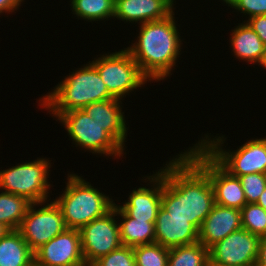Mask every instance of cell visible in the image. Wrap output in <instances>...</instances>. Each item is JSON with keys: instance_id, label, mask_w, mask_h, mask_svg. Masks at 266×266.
Returning a JSON list of instances; mask_svg holds the SVG:
<instances>
[{"instance_id": "6da1fadb", "label": "cell", "mask_w": 266, "mask_h": 266, "mask_svg": "<svg viewBox=\"0 0 266 266\" xmlns=\"http://www.w3.org/2000/svg\"><path fill=\"white\" fill-rule=\"evenodd\" d=\"M158 171L162 174L161 207L171 217L187 218L200 230L215 204L209 176L185 152Z\"/></svg>"}, {"instance_id": "603a6c76", "label": "cell", "mask_w": 266, "mask_h": 266, "mask_svg": "<svg viewBox=\"0 0 266 266\" xmlns=\"http://www.w3.org/2000/svg\"><path fill=\"white\" fill-rule=\"evenodd\" d=\"M30 204L24 197L0 191V222L18 230Z\"/></svg>"}, {"instance_id": "e0dca14e", "label": "cell", "mask_w": 266, "mask_h": 266, "mask_svg": "<svg viewBox=\"0 0 266 266\" xmlns=\"http://www.w3.org/2000/svg\"><path fill=\"white\" fill-rule=\"evenodd\" d=\"M241 228V211L239 209L214 204L200 227L199 242L209 249L230 233Z\"/></svg>"}, {"instance_id": "5b68a950", "label": "cell", "mask_w": 266, "mask_h": 266, "mask_svg": "<svg viewBox=\"0 0 266 266\" xmlns=\"http://www.w3.org/2000/svg\"><path fill=\"white\" fill-rule=\"evenodd\" d=\"M218 135L205 134L197 143L230 175L266 174V137L252 138L231 151L223 148L225 135Z\"/></svg>"}, {"instance_id": "484cf974", "label": "cell", "mask_w": 266, "mask_h": 266, "mask_svg": "<svg viewBox=\"0 0 266 266\" xmlns=\"http://www.w3.org/2000/svg\"><path fill=\"white\" fill-rule=\"evenodd\" d=\"M242 228L260 237L266 236V211L256 203H247L241 210Z\"/></svg>"}, {"instance_id": "2e32d148", "label": "cell", "mask_w": 266, "mask_h": 266, "mask_svg": "<svg viewBox=\"0 0 266 266\" xmlns=\"http://www.w3.org/2000/svg\"><path fill=\"white\" fill-rule=\"evenodd\" d=\"M174 4L176 0H116L114 19L138 25L158 21L174 12Z\"/></svg>"}, {"instance_id": "4fadbf2b", "label": "cell", "mask_w": 266, "mask_h": 266, "mask_svg": "<svg viewBox=\"0 0 266 266\" xmlns=\"http://www.w3.org/2000/svg\"><path fill=\"white\" fill-rule=\"evenodd\" d=\"M34 266H86L79 230L67 228L34 252Z\"/></svg>"}, {"instance_id": "4dcf8cb0", "label": "cell", "mask_w": 266, "mask_h": 266, "mask_svg": "<svg viewBox=\"0 0 266 266\" xmlns=\"http://www.w3.org/2000/svg\"><path fill=\"white\" fill-rule=\"evenodd\" d=\"M24 0H0V15L2 13H16Z\"/></svg>"}, {"instance_id": "d4e9b609", "label": "cell", "mask_w": 266, "mask_h": 266, "mask_svg": "<svg viewBox=\"0 0 266 266\" xmlns=\"http://www.w3.org/2000/svg\"><path fill=\"white\" fill-rule=\"evenodd\" d=\"M136 266H168L169 248L154 242L133 247Z\"/></svg>"}, {"instance_id": "1f68e13d", "label": "cell", "mask_w": 266, "mask_h": 266, "mask_svg": "<svg viewBox=\"0 0 266 266\" xmlns=\"http://www.w3.org/2000/svg\"><path fill=\"white\" fill-rule=\"evenodd\" d=\"M255 266H266V236H262L260 238L258 256Z\"/></svg>"}, {"instance_id": "7a4b0ae2", "label": "cell", "mask_w": 266, "mask_h": 266, "mask_svg": "<svg viewBox=\"0 0 266 266\" xmlns=\"http://www.w3.org/2000/svg\"><path fill=\"white\" fill-rule=\"evenodd\" d=\"M176 23L175 12L165 19L142 23L136 41L125 48L151 82L167 79L177 66L183 40Z\"/></svg>"}, {"instance_id": "cb8c5ba5", "label": "cell", "mask_w": 266, "mask_h": 266, "mask_svg": "<svg viewBox=\"0 0 266 266\" xmlns=\"http://www.w3.org/2000/svg\"><path fill=\"white\" fill-rule=\"evenodd\" d=\"M209 249L200 242L169 249L168 266H208Z\"/></svg>"}, {"instance_id": "d6986e66", "label": "cell", "mask_w": 266, "mask_h": 266, "mask_svg": "<svg viewBox=\"0 0 266 266\" xmlns=\"http://www.w3.org/2000/svg\"><path fill=\"white\" fill-rule=\"evenodd\" d=\"M231 31L229 42L232 50L231 53L233 52L235 56L234 58L262 67L266 53V45L246 20L238 23V26H235Z\"/></svg>"}, {"instance_id": "9a60e30c", "label": "cell", "mask_w": 266, "mask_h": 266, "mask_svg": "<svg viewBox=\"0 0 266 266\" xmlns=\"http://www.w3.org/2000/svg\"><path fill=\"white\" fill-rule=\"evenodd\" d=\"M155 242L166 248L199 242V230L187 218L171 217L160 207L154 224Z\"/></svg>"}, {"instance_id": "ffe728a7", "label": "cell", "mask_w": 266, "mask_h": 266, "mask_svg": "<svg viewBox=\"0 0 266 266\" xmlns=\"http://www.w3.org/2000/svg\"><path fill=\"white\" fill-rule=\"evenodd\" d=\"M117 218L122 245L135 247L155 242V222L131 218L117 203Z\"/></svg>"}, {"instance_id": "3957f363", "label": "cell", "mask_w": 266, "mask_h": 266, "mask_svg": "<svg viewBox=\"0 0 266 266\" xmlns=\"http://www.w3.org/2000/svg\"><path fill=\"white\" fill-rule=\"evenodd\" d=\"M109 99L114 98L109 94L97 69L88 62L66 75L52 92L39 98V106L58 119L65 112Z\"/></svg>"}, {"instance_id": "44dd1931", "label": "cell", "mask_w": 266, "mask_h": 266, "mask_svg": "<svg viewBox=\"0 0 266 266\" xmlns=\"http://www.w3.org/2000/svg\"><path fill=\"white\" fill-rule=\"evenodd\" d=\"M0 266H34V252L18 230L0 239Z\"/></svg>"}, {"instance_id": "836d02e7", "label": "cell", "mask_w": 266, "mask_h": 266, "mask_svg": "<svg viewBox=\"0 0 266 266\" xmlns=\"http://www.w3.org/2000/svg\"><path fill=\"white\" fill-rule=\"evenodd\" d=\"M10 231L11 229L8 226L0 222V239L5 237Z\"/></svg>"}, {"instance_id": "9c48e42d", "label": "cell", "mask_w": 266, "mask_h": 266, "mask_svg": "<svg viewBox=\"0 0 266 266\" xmlns=\"http://www.w3.org/2000/svg\"><path fill=\"white\" fill-rule=\"evenodd\" d=\"M50 200L31 203L18 228L33 252L67 229L61 209Z\"/></svg>"}, {"instance_id": "d6a6232c", "label": "cell", "mask_w": 266, "mask_h": 266, "mask_svg": "<svg viewBox=\"0 0 266 266\" xmlns=\"http://www.w3.org/2000/svg\"><path fill=\"white\" fill-rule=\"evenodd\" d=\"M257 205L261 206L266 211V188L263 193L260 195Z\"/></svg>"}, {"instance_id": "e575fe53", "label": "cell", "mask_w": 266, "mask_h": 266, "mask_svg": "<svg viewBox=\"0 0 266 266\" xmlns=\"http://www.w3.org/2000/svg\"><path fill=\"white\" fill-rule=\"evenodd\" d=\"M208 266H231V265H223L219 263H208Z\"/></svg>"}, {"instance_id": "277c9868", "label": "cell", "mask_w": 266, "mask_h": 266, "mask_svg": "<svg viewBox=\"0 0 266 266\" xmlns=\"http://www.w3.org/2000/svg\"><path fill=\"white\" fill-rule=\"evenodd\" d=\"M67 175L64 191L54 200L62 211L67 228L80 230L113 209L115 201L109 195L74 172Z\"/></svg>"}, {"instance_id": "4316f807", "label": "cell", "mask_w": 266, "mask_h": 266, "mask_svg": "<svg viewBox=\"0 0 266 266\" xmlns=\"http://www.w3.org/2000/svg\"><path fill=\"white\" fill-rule=\"evenodd\" d=\"M91 266H136L133 247L121 245L109 254L100 257Z\"/></svg>"}, {"instance_id": "30bf717a", "label": "cell", "mask_w": 266, "mask_h": 266, "mask_svg": "<svg viewBox=\"0 0 266 266\" xmlns=\"http://www.w3.org/2000/svg\"><path fill=\"white\" fill-rule=\"evenodd\" d=\"M185 153L209 176L215 204L239 210L247 204L240 179L224 170L198 143Z\"/></svg>"}, {"instance_id": "7402d4cb", "label": "cell", "mask_w": 266, "mask_h": 266, "mask_svg": "<svg viewBox=\"0 0 266 266\" xmlns=\"http://www.w3.org/2000/svg\"><path fill=\"white\" fill-rule=\"evenodd\" d=\"M72 14L78 19L106 21L114 18L116 0H70Z\"/></svg>"}, {"instance_id": "8992f818", "label": "cell", "mask_w": 266, "mask_h": 266, "mask_svg": "<svg viewBox=\"0 0 266 266\" xmlns=\"http://www.w3.org/2000/svg\"><path fill=\"white\" fill-rule=\"evenodd\" d=\"M51 161L37 157L0 170V190L24 197L31 203L49 201Z\"/></svg>"}, {"instance_id": "7c38bea8", "label": "cell", "mask_w": 266, "mask_h": 266, "mask_svg": "<svg viewBox=\"0 0 266 266\" xmlns=\"http://www.w3.org/2000/svg\"><path fill=\"white\" fill-rule=\"evenodd\" d=\"M260 236L241 228L209 248V262L231 266H255Z\"/></svg>"}, {"instance_id": "83f0119b", "label": "cell", "mask_w": 266, "mask_h": 266, "mask_svg": "<svg viewBox=\"0 0 266 266\" xmlns=\"http://www.w3.org/2000/svg\"><path fill=\"white\" fill-rule=\"evenodd\" d=\"M238 178L241 181L247 203H257L266 188V174L252 173Z\"/></svg>"}, {"instance_id": "52a82bcc", "label": "cell", "mask_w": 266, "mask_h": 266, "mask_svg": "<svg viewBox=\"0 0 266 266\" xmlns=\"http://www.w3.org/2000/svg\"><path fill=\"white\" fill-rule=\"evenodd\" d=\"M98 71L109 94L114 99L124 100L129 93L151 81L142 73L139 65L124 48L101 54L89 61Z\"/></svg>"}, {"instance_id": "ba28073f", "label": "cell", "mask_w": 266, "mask_h": 266, "mask_svg": "<svg viewBox=\"0 0 266 266\" xmlns=\"http://www.w3.org/2000/svg\"><path fill=\"white\" fill-rule=\"evenodd\" d=\"M57 120L65 127L75 147L103 157H123L124 149L83 109L63 113ZM119 157V158H118Z\"/></svg>"}, {"instance_id": "ac0fdd59", "label": "cell", "mask_w": 266, "mask_h": 266, "mask_svg": "<svg viewBox=\"0 0 266 266\" xmlns=\"http://www.w3.org/2000/svg\"><path fill=\"white\" fill-rule=\"evenodd\" d=\"M123 102L119 99H109L91 103L83 110L125 150L128 125L125 113L122 111Z\"/></svg>"}, {"instance_id": "8fae6325", "label": "cell", "mask_w": 266, "mask_h": 266, "mask_svg": "<svg viewBox=\"0 0 266 266\" xmlns=\"http://www.w3.org/2000/svg\"><path fill=\"white\" fill-rule=\"evenodd\" d=\"M117 204L103 217L94 219L80 230L82 253L86 266H91L100 257L119 248L120 240Z\"/></svg>"}, {"instance_id": "f1b7e54d", "label": "cell", "mask_w": 266, "mask_h": 266, "mask_svg": "<svg viewBox=\"0 0 266 266\" xmlns=\"http://www.w3.org/2000/svg\"><path fill=\"white\" fill-rule=\"evenodd\" d=\"M228 7L233 8L236 12L244 14L247 19L266 15V0H220ZM246 15V16H245Z\"/></svg>"}, {"instance_id": "5bb4252c", "label": "cell", "mask_w": 266, "mask_h": 266, "mask_svg": "<svg viewBox=\"0 0 266 266\" xmlns=\"http://www.w3.org/2000/svg\"><path fill=\"white\" fill-rule=\"evenodd\" d=\"M144 181L148 182L147 188L139 187L129 193L128 200L122 202L123 205L118 204L131 218L136 220H148V222H155L158 211L161 207L162 197V174L157 170L153 171L152 176H145ZM148 179V180H147ZM147 180V181H146ZM151 184V185H150Z\"/></svg>"}, {"instance_id": "f546056e", "label": "cell", "mask_w": 266, "mask_h": 266, "mask_svg": "<svg viewBox=\"0 0 266 266\" xmlns=\"http://www.w3.org/2000/svg\"><path fill=\"white\" fill-rule=\"evenodd\" d=\"M246 22L266 45V15L251 17Z\"/></svg>"}, {"instance_id": "d590c367", "label": "cell", "mask_w": 266, "mask_h": 266, "mask_svg": "<svg viewBox=\"0 0 266 266\" xmlns=\"http://www.w3.org/2000/svg\"><path fill=\"white\" fill-rule=\"evenodd\" d=\"M263 67H264V69H266V53H265V58H264V62H263L262 68Z\"/></svg>"}]
</instances>
